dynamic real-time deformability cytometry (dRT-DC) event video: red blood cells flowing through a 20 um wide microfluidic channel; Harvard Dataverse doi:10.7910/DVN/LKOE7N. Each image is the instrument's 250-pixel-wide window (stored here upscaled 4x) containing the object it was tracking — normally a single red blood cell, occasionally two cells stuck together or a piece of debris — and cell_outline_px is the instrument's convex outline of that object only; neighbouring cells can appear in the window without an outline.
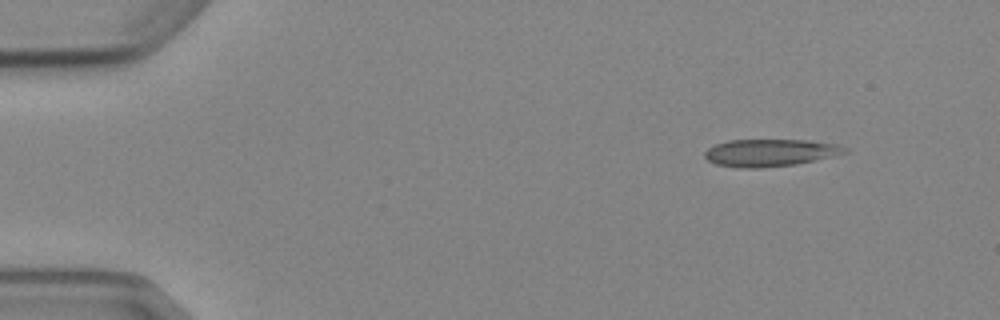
{"species": "Egyptian fruit bat (a non-hibernating species)", "species_latin": "Rousettus aegyptiacus", "temperature_condition": "cold", "stored_images_in_passage": 6, "camera_frame_rate_fps": 3000, "um_per_image_px": 0.085, "animal": {"sex": "female"}, "frame": {"image": 1, "passage_image": 1, "time_ms": 0.0, "image_size_px": [1000, 320], "cell_outline_px": [[848, 152], [832, 156], [796, 164], [756, 168], [744, 168], [716, 164], [708, 160], [704, 156], [704, 152], [708, 148], [716, 144], [728, 140], [808, 140], [840, 144], [848, 148]], "centroid_in_image_um": [65.48, 12.97], "position_along_channel_um": 19.5, "area_um2": 22.2}}
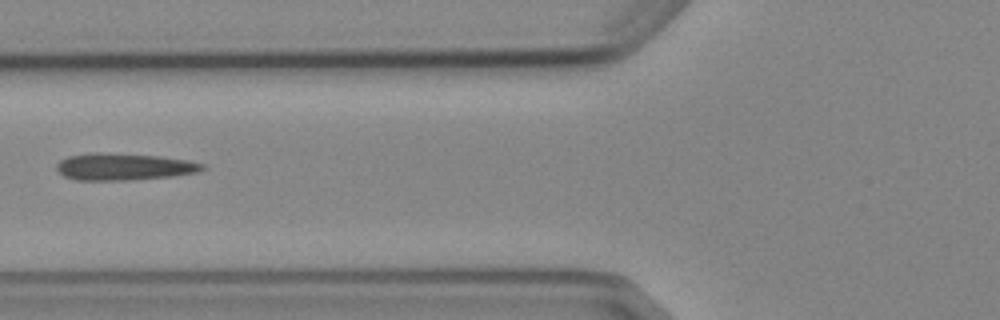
{"frame": {"image": 2, "passage_image": 5, "time_ms": 5.0, "image_size_px": [1000, 320], "cell_outline_px": [[208, 168], [200, 172], [172, 176], [128, 180], [76, 180], [64, 176], [56, 168], [56, 164], [60, 160], [68, 156], [92, 152], [104, 152], [160, 156], [188, 160], [204, 164]], "centroid_in_image_um": [10.55, 14.16], "position_along_channel_um": 115.2, "area_um2": 23.12}}
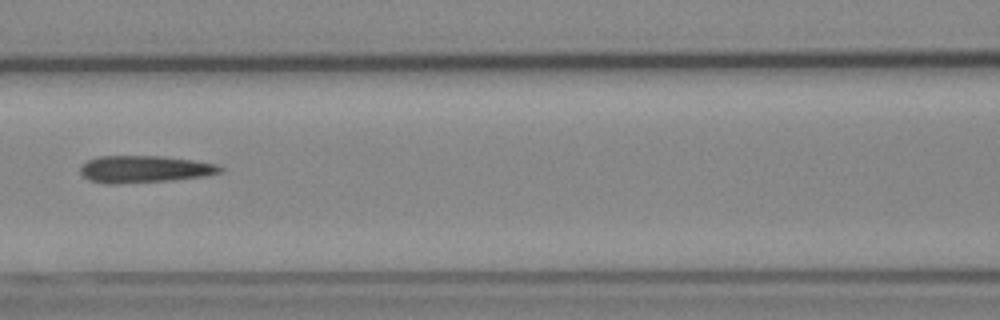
{"frame": {"image": 3, "passage_image": 6, "time_ms": 6.0, "image_size_px": [1000, 320], "cell_outline_px": [[224, 168], [220, 172], [208, 176], [172, 180], [116, 184], [104, 184], [88, 180], [80, 172], [80, 164], [96, 156], [164, 156], [220, 164]], "centroid_in_image_um": [12.28, 14.38], "position_along_channel_um": 154.3, "area_um2": 22.43}}